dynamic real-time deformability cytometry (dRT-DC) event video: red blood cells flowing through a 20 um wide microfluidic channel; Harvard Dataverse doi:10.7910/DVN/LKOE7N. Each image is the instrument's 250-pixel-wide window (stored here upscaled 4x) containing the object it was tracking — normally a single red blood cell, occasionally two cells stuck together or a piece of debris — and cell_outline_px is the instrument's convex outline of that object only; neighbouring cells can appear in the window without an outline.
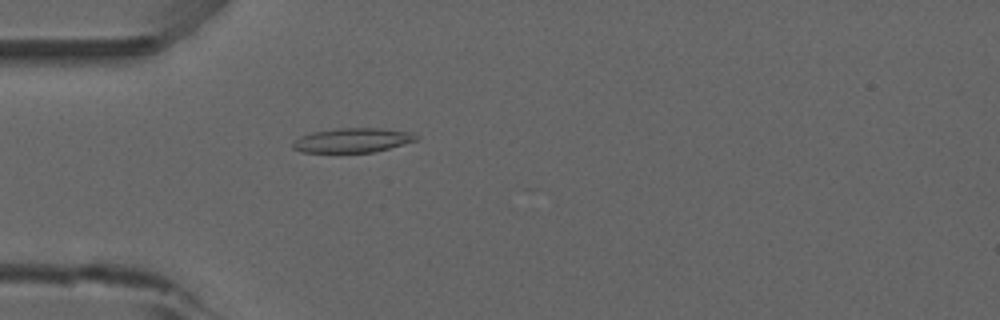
{"species": "common noctule bat (a hibernating species)", "species_latin": "Nyctalus noctula", "temperature_condition": "room temperature", "stored_images_in_passage": 53, "camera_frame_rate_fps": 3000, "um_per_image_px": 0.085, "animal": {"sex": "male", "forearm_length_mm": 52.5}, "frame": {"image": 1, "passage_image": 16, "time_ms": 5.0, "image_size_px": [1000, 320], "cell_outline_px": [[420, 136], [416, 140], [388, 148], [372, 152], [300, 152], [292, 148], [292, 144], [300, 136], [312, 132], [340, 128], [380, 128], [412, 132]], "centroid_in_image_um": [29.96, 11.91], "position_along_channel_um": 55.0, "area_um2": 17.4}}
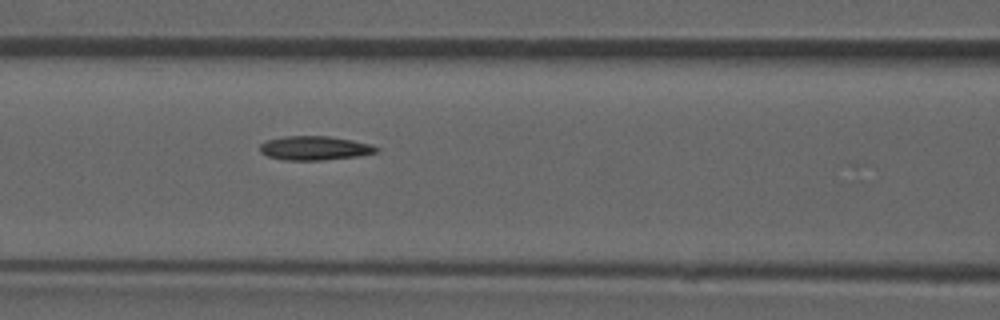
{"frame": {"image": 2, "passage_image": 23, "time_ms": 7.333, "image_size_px": [1000, 320], "cell_outline_px": [[380, 148], [376, 152], [360, 156], [324, 160], [284, 160], [268, 156], [260, 152], [260, 144], [268, 140], [284, 136], [328, 136], [352, 140], [368, 144]], "centroid_in_image_um": [26.74, 12.59], "position_along_channel_um": 139.9, "area_um2": 16.24}}
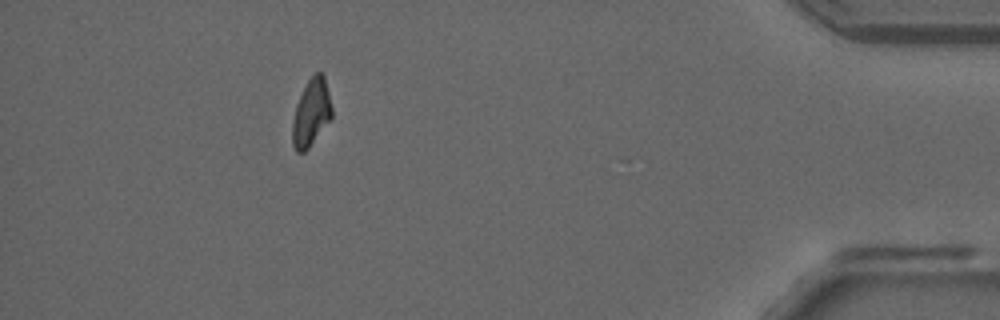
{"frame": {"image": 3, "passage_image": 48, "time_ms": 15.667, "image_size_px": [1000, 320], "cell_outline_px": [[332, 116], [308, 148], [304, 152], [296, 152], [292, 144], [292, 120], [296, 104], [308, 80], [316, 72], [320, 72], [324, 76], [332, 108]], "centroid_in_image_um": [26.43, 9.59], "position_along_channel_um": 408.8, "area_um2": 15.14}, "authors_computed_cell_mechanics": {"area_um2": 16.2418, "velocity_mm_per_s": 3.8959, "shape_relaxation_time_tau1_ms": null, "shape_relaxation_time_tau2_ms": 11.2713, "deformation_change_tau1": null, "deformation_change_tau2": 0.2119}}